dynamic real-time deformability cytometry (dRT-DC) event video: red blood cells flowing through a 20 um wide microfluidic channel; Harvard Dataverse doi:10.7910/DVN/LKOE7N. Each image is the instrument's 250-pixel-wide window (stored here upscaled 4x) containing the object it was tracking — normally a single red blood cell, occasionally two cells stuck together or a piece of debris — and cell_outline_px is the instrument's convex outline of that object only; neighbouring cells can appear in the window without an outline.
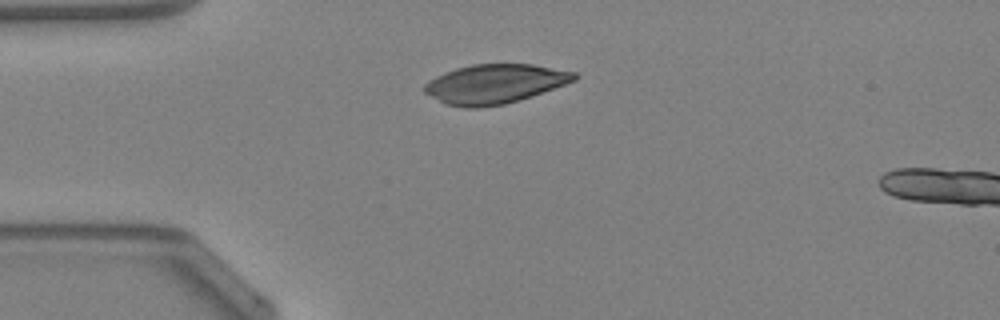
{"species": "Egyptian fruit bat (a non-hibernating species)", "species_latin": "Rousettus aegyptiacus", "temperature_condition": "warm", "stored_images_in_passage": 38, "camera_frame_rate_fps": 3000, "um_per_image_px": 0.085, "animal": {"sex": "female"}, "frame": {"image": 1, "passage_image": 1, "time_ms": 0.0, "image_size_px": [1000, 320], "cell_outline_px": [[580, 76], [576, 80], [520, 100], [504, 104], [476, 108], [464, 108], [448, 104], [424, 92], [420, 88], [424, 84], [436, 76], [444, 72], [456, 68], [472, 64], [532, 64], [576, 72]], "centroid_in_image_um": [42.06, 7.12], "position_along_channel_um": 42.9, "area_um2": 34.22}}
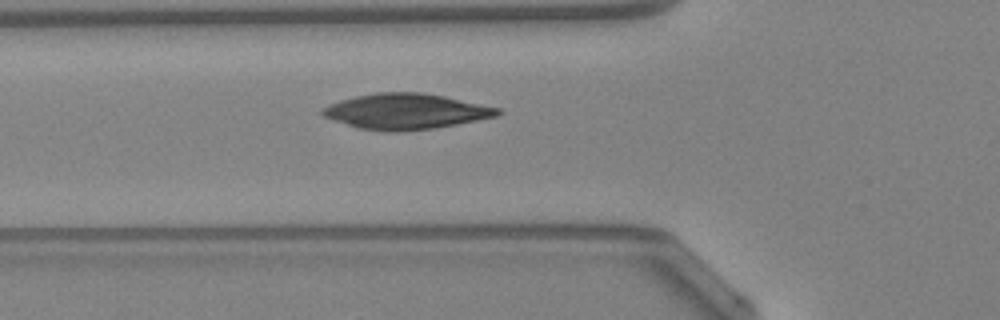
{"frame": {"image": 2, "passage_image": 6, "time_ms": 1.667, "image_size_px": [1000, 320], "cell_outline_px": [[504, 112], [496, 116], [436, 128], [396, 132], [392, 132], [360, 128], [332, 120], [324, 116], [320, 112], [320, 108], [328, 104], [340, 100], [356, 96], [376, 92], [420, 92], [444, 96], [500, 108]], "centroid_in_image_um": [34.47, 9.46], "position_along_channel_um": 91.3, "area_um2": 36.24}}